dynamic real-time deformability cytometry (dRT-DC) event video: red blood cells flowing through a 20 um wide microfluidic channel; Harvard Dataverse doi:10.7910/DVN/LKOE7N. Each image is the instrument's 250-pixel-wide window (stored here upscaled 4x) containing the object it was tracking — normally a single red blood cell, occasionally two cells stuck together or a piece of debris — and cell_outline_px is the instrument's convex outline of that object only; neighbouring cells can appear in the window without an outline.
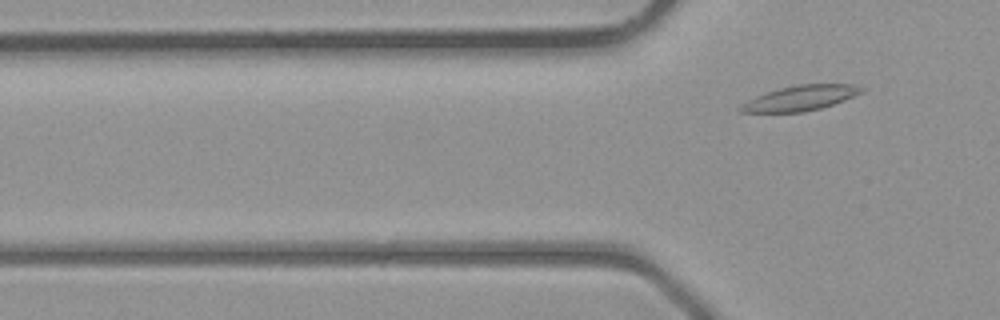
{"species": "common noctule bat (a hibernating species)", "species_latin": "Nyctalus noctula", "temperature_condition": "room temperature", "stored_images_in_passage": 5, "camera_frame_rate_fps": 3000, "um_per_image_px": 0.085, "animal": {"sex": "male", "body_mass_g": 23.1, "forearm_length_mm": 52.7}, "frame": {"image": 1, "passage_image": 5, "time_ms": 5.667, "image_size_px": [1000, 320], "cell_outline_px": [[864, 92], [844, 100], [820, 108], [804, 112], [740, 112], [736, 108], [740, 104], [756, 96], [780, 88], [796, 84], [852, 84], [864, 88]], "centroid_in_image_um": [68.02, 8.33], "position_along_channel_um": 57.8, "area_um2": 17.63}}